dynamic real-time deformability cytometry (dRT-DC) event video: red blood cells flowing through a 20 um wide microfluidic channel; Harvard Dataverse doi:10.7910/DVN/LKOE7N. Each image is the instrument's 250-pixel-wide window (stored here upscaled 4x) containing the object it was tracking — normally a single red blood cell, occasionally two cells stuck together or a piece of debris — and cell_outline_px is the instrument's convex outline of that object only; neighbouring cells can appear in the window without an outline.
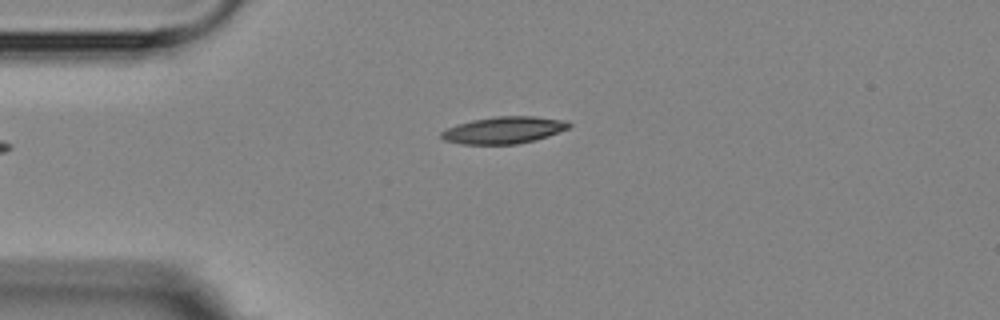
{"species": "Egyptian fruit bat (a non-hibernating species)", "species_latin": "Rousettus aegyptiacus", "temperature_condition": "room temperature", "stored_images_in_passage": 2, "camera_frame_rate_fps": 3000, "um_per_image_px": 0.085, "animal": {"sex": "female"}, "frame": {"image": 1, "passage_image": 2, "time_ms": 1.333, "image_size_px": [1000, 320], "cell_outline_px": [[572, 124], [568, 128], [548, 136], [536, 140], [516, 144], [460, 144], [444, 140], [440, 136], [440, 132], [456, 124], [472, 120], [496, 116], [536, 116], [564, 120]], "centroid_in_image_um": [42.81, 11.06], "position_along_channel_um": 42.2, "area_um2": 20.06}}